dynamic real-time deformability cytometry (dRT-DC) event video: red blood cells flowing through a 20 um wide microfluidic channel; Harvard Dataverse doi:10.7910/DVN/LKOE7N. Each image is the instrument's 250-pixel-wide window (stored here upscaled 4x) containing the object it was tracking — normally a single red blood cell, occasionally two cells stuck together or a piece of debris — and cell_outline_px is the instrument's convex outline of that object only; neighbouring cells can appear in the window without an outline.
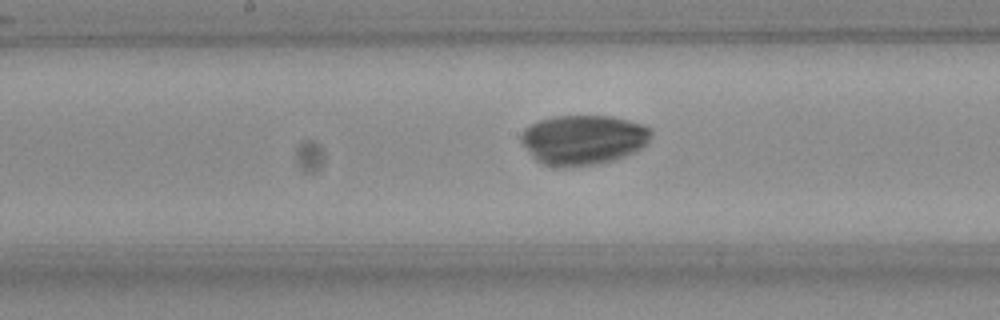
{"species": "Egyptian fruit bat (a non-hibernating species)", "species_latin": "Rousettus aegyptiacus", "temperature_condition": "room temperature", "stored_images_in_passage": 40, "camera_frame_rate_fps": 3000, "um_per_image_px": 0.085, "frame": {"image": 1, "passage_image": 14, "time_ms": 4.333, "image_size_px": [1000, 320], "cell_outline_px": [[652, 132], [648, 144], [624, 156], [612, 160], [592, 164], [564, 168], [560, 168], [544, 164], [536, 160], [532, 156], [520, 140], [520, 132], [524, 128], [536, 120], [552, 116], [612, 116], [644, 124], [652, 128]], "centroid_in_image_um": [49.55, 11.86], "position_along_channel_um": 198.6, "area_um2": 38.03}}
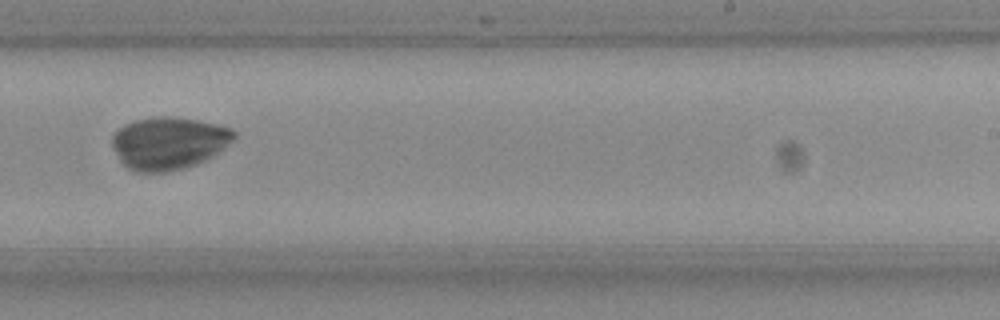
{"frame": {"image": 2, "passage_image": 20, "time_ms": 6.333, "image_size_px": [1000, 320], "cell_outline_px": [[236, 136], [224, 148], [212, 156], [196, 164], [184, 168], [164, 172], [136, 172], [128, 168], [120, 160], [112, 148], [112, 136], [124, 124], [136, 120], [156, 116], [168, 116], [200, 120], [232, 128], [236, 132]], "centroid_in_image_um": [14.33, 12.15], "position_along_channel_um": 274.7, "area_um2": 37.28}}
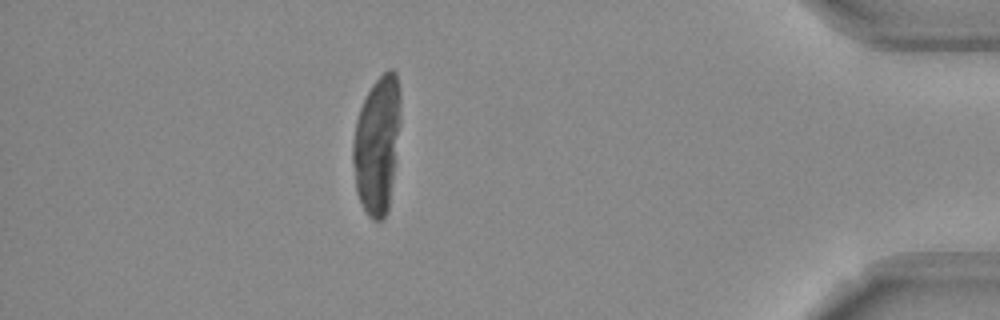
{"frame": {"image": 3, "passage_image": 34, "time_ms": 11.0, "image_size_px": [1000, 320], "cell_outline_px": [[400, 120], [388, 212], [384, 220], [372, 220], [368, 216], [360, 204], [356, 192], [352, 160], [352, 144], [356, 120], [360, 108], [372, 84], [388, 68], [392, 68], [396, 72], [400, 92]], "centroid_in_image_um": [32.04, 12.32], "position_along_channel_um": 403.2, "area_um2": 38.38}}